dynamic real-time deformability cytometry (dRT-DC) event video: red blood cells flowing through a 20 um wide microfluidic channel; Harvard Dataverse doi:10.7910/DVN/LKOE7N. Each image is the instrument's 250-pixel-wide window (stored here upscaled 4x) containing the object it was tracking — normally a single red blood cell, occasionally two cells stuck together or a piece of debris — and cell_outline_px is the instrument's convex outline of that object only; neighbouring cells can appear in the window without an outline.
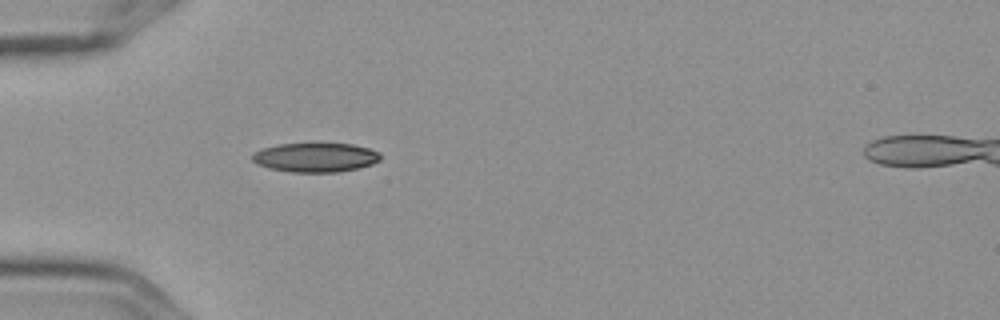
{"species": "Egyptian fruit bat (a non-hibernating species)", "species_latin": "Rousettus aegyptiacus", "temperature_condition": "cold", "stored_images_in_passage": 5, "camera_frame_rate_fps": 3000, "um_per_image_px": 0.085, "frame": {"image": 1, "passage_image": 5, "time_ms": 1.333, "image_size_px": [1000, 320], "cell_outline_px": [[380, 160], [372, 164], [360, 168], [340, 172], [292, 172], [268, 168], [256, 164], [252, 160], [252, 152], [260, 148], [280, 144], [352, 144], [368, 148], [380, 152]], "centroid_in_image_um": [26.79, 13.39], "position_along_channel_um": 58.2, "area_um2": 21.96}}